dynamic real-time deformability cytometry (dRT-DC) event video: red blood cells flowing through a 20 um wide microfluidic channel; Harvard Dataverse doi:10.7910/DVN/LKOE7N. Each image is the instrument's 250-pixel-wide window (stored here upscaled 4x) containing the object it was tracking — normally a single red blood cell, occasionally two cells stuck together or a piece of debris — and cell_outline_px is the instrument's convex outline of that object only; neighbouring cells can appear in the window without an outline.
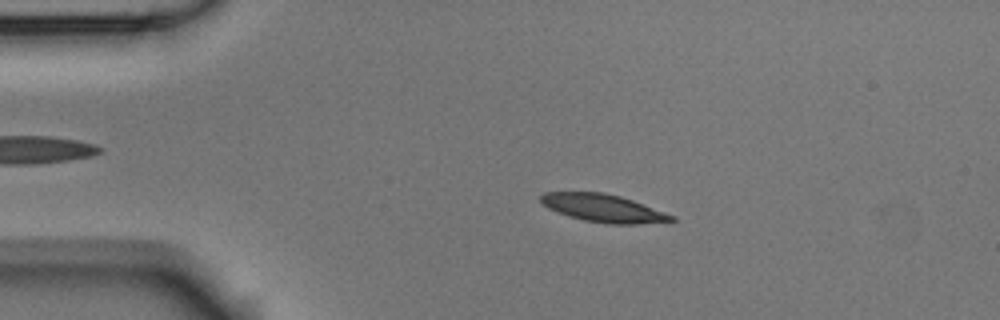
{"species": "Egyptian fruit bat (a non-hibernating species)", "species_latin": "Rousettus aegyptiacus", "temperature_condition": "room temperature", "stored_images_in_passage": 53, "camera_frame_rate_fps": 3000, "um_per_image_px": 0.085, "animal": {"sex": "male"}, "frame": {"image": 1, "passage_image": 10, "time_ms": 3.0, "image_size_px": [1000, 320], "cell_outline_px": [[676, 220], [636, 224], [608, 224], [584, 220], [568, 216], [556, 212], [548, 208], [540, 200], [540, 196], [544, 192], [604, 192], [620, 196], [632, 200], [676, 216]], "centroid_in_image_um": [51.26, 17.69], "position_along_channel_um": 33.7, "area_um2": 21.1}}
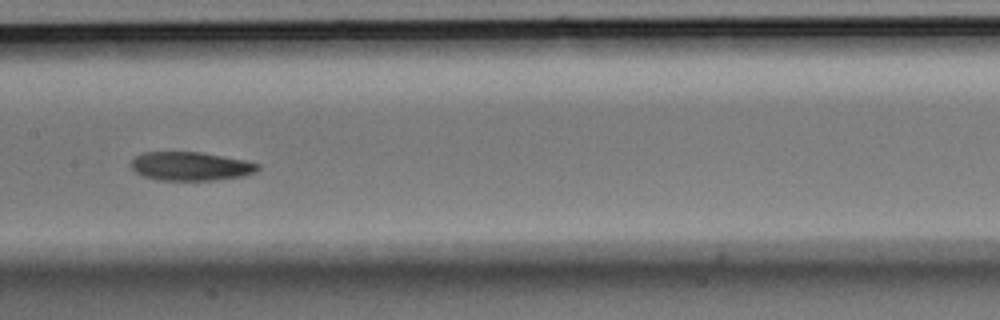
{"frame": {"image": 2, "passage_image": 26, "time_ms": 8.333, "image_size_px": [1000, 320], "cell_outline_px": [[260, 168], [256, 172], [244, 176], [216, 180], [160, 180], [144, 176], [136, 172], [132, 168], [132, 160], [136, 156], [144, 152], [200, 152], [248, 160], [260, 164]], "centroid_in_image_um": [16.27, 14.13], "position_along_channel_um": 191.1, "area_um2": 21.27}}
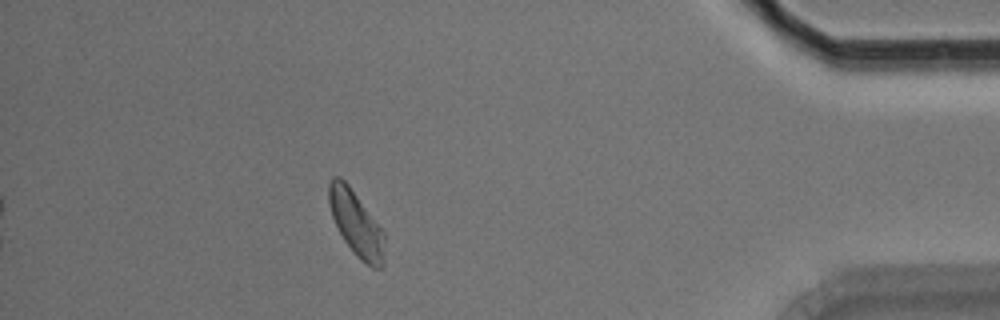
{"frame": {"image": 3, "passage_image": 47, "time_ms": 15.333, "image_size_px": [1000, 320], "cell_outline_px": [[384, 264], [380, 268], [372, 268], [360, 260], [356, 256], [344, 240], [332, 216], [328, 204], [328, 184], [332, 176], [340, 176], [348, 184], [384, 232]], "centroid_in_image_um": [30.26, 19.0], "position_along_channel_um": 404.9, "area_um2": 20.98}, "authors_computed_cell_mechanics": {"area_um2": 21.3282, "velocity_mm_per_s": 3.7233, "shape_relaxation_time_tau1_ms": 4.5138, "shape_relaxation_time_tau2_ms": 2.9359, "deformation_change_tau1": 0.1225, "deformation_change_tau2": 0.0846}}